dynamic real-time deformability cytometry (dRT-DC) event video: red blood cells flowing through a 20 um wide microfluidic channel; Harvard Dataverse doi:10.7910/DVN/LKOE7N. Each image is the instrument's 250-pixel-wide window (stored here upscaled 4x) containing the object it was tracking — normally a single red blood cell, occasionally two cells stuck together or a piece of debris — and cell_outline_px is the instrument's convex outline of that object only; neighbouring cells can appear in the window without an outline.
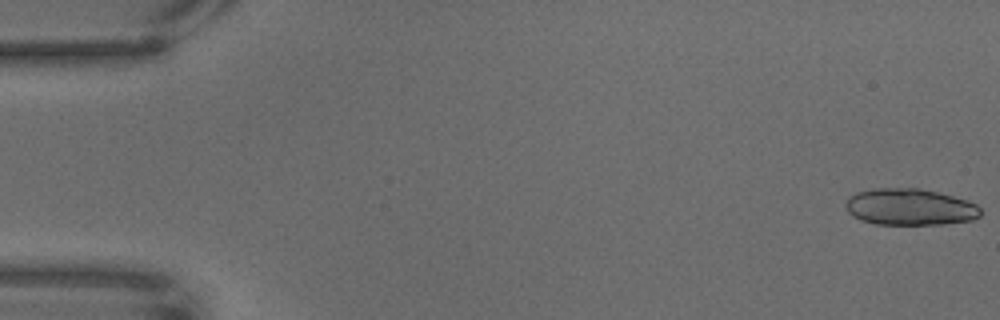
{"species": "common noctule bat (a hibernating species)", "species_latin": "Nyctalus noctula", "temperature_condition": "warm", "stored_images_in_passage": 69, "segment_of_instrument_passage": [1, 2], "camera_frame_rate_fps": 3000, "um_per_image_px": 0.085, "animal": {"sex": "male", "body_mass_g": 18.8}, "frame": {"image": 1, "passage_image": 1, "time_ms": 0.0, "image_size_px": [1000, 320], "cell_outline_px": [[980, 216], [972, 220], [944, 224], [876, 224], [860, 220], [852, 216], [848, 212], [844, 204], [848, 196], [856, 192], [872, 188], [916, 188], [936, 192], [968, 200], [976, 204], [980, 208]], "centroid_in_image_um": [77.3, 17.59], "position_along_channel_um": 7.7, "area_um2": 28.9}}
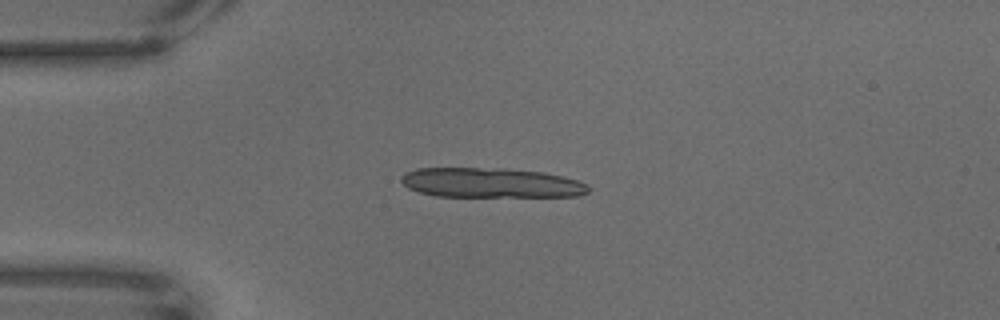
{"frame": {"image": 2, "passage_image": 17, "time_ms": 5.333, "image_size_px": [1000, 320], "cell_outline_px": [[588, 192], [580, 196], [436, 196], [420, 192], [408, 188], [400, 180], [400, 176], [404, 172], [416, 168], [504, 168], [544, 172], [564, 176], [588, 184]], "centroid_in_image_um": [41.71, 15.53], "position_along_channel_um": 43.3, "area_um2": 32.6}}